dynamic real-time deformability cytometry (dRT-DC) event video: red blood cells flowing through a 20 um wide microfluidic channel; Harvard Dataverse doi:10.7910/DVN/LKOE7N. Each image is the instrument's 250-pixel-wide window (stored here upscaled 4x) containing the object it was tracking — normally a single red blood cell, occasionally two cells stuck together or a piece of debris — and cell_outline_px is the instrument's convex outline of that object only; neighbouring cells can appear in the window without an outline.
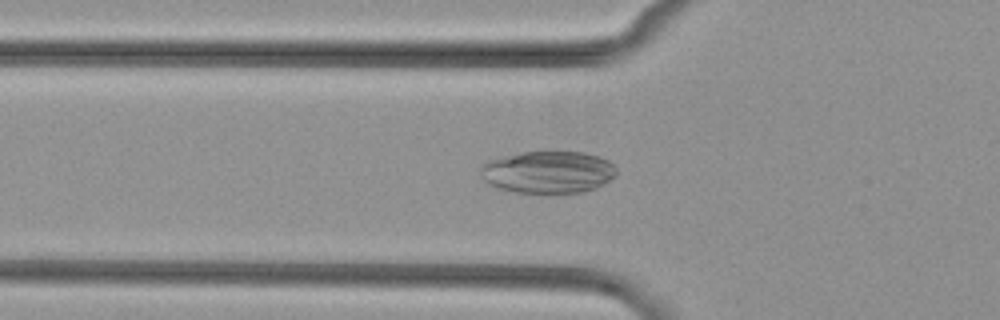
{"species": "common noctule bat (a hibernating species)", "species_latin": "Nyctalus noctula", "temperature_condition": "cold", "stored_images_in_passage": 41, "camera_frame_rate_fps": 3000, "um_per_image_px": 0.085, "animal": {"sex": "female", "body_mass_g": 29.2, "forearm_length_mm": 56.3}, "frame": {"image": 1, "passage_image": 11, "time_ms": 3.333, "image_size_px": [1000, 320], "cell_outline_px": [[616, 176], [604, 184], [596, 188], [580, 192], [516, 192], [496, 188], [488, 184], [480, 176], [480, 164], [488, 160], [500, 156], [544, 148], [548, 148], [584, 152], [600, 156], [608, 160], [616, 168]], "centroid_in_image_um": [46.56, 14.56], "position_along_channel_um": 79.2, "area_um2": 34.62}}
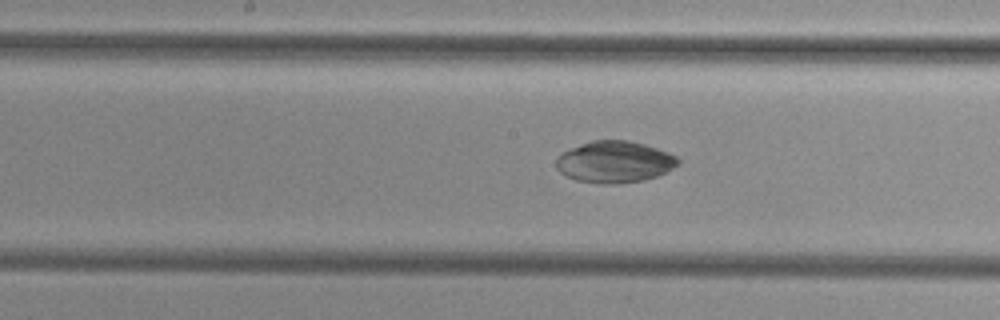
{"frame": {"image": 2, "passage_image": 20, "time_ms": 6.333, "image_size_px": [1000, 320], "cell_outline_px": [[680, 160], [672, 168], [656, 176], [644, 180], [616, 184], [604, 184], [576, 180], [560, 172], [556, 168], [556, 160], [564, 152], [580, 144], [592, 140], [628, 140], [644, 144], [668, 152], [676, 156]], "centroid_in_image_um": [52.23, 13.76], "position_along_channel_um": 196.0, "area_um2": 29.25}}
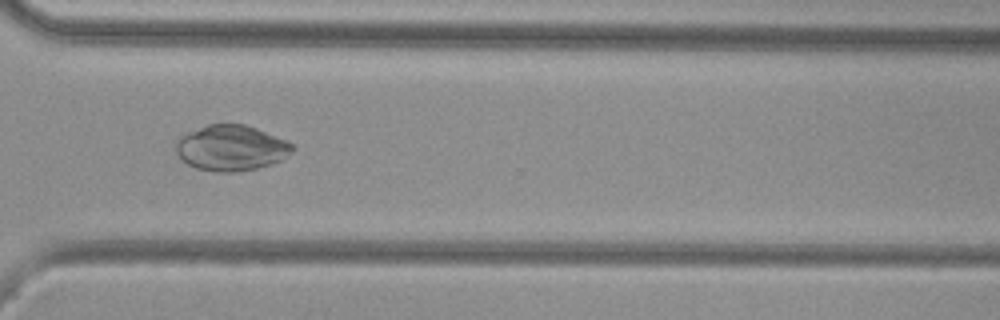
{"frame": {"image": 3, "passage_image": 32, "time_ms": 10.333, "image_size_px": [1000, 320], "cell_outline_px": [[296, 148], [292, 152], [280, 160], [256, 168], [236, 172], [216, 172], [196, 168], [180, 160], [176, 152], [176, 140], [180, 136], [188, 132], [208, 124], [244, 124], [256, 128], [284, 140], [292, 144]], "centroid_in_image_um": [19.6, 12.58], "position_along_channel_um": 351.0, "area_um2": 30.81}}